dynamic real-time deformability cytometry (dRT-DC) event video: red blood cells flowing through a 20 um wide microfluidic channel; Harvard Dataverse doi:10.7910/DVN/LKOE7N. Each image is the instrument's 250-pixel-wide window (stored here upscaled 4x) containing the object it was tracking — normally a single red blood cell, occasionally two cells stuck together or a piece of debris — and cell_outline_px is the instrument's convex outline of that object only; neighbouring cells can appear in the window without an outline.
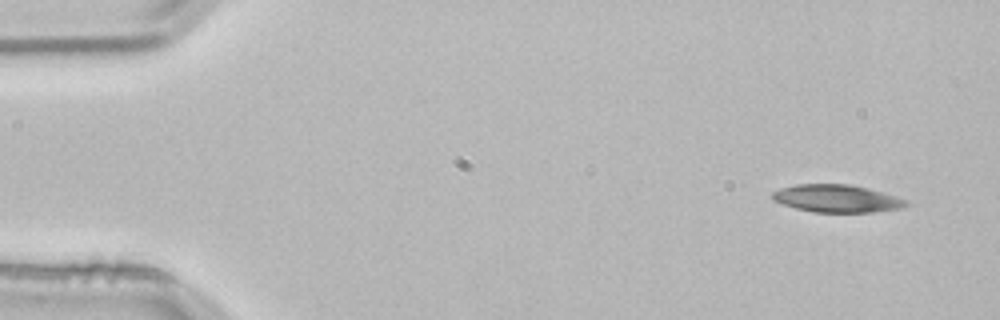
{"species": "common noctule bat (a hibernating species)", "species_latin": "Nyctalus noctula", "temperature_condition": "room temperature", "stored_images_in_passage": 4, "segment_of_instrument_passage": [1, 2], "camera_frame_rate_fps": 3000, "um_per_image_px": 0.085, "animal": {"sex": "male", "body_mass_g": 21.5, "forearm_length_mm": 52.0}, "frame": {"image": 1, "passage_image": 1, "time_ms": 0.0, "image_size_px": [1000, 320], "cell_outline_px": [[908, 204], [900, 208], [876, 212], [812, 212], [796, 208], [772, 200], [772, 192], [780, 188], [796, 184], [848, 184], [868, 188], [896, 196], [908, 200]], "centroid_in_image_um": [71.13, 16.87], "position_along_channel_um": 13.9, "area_um2": 21.5}}